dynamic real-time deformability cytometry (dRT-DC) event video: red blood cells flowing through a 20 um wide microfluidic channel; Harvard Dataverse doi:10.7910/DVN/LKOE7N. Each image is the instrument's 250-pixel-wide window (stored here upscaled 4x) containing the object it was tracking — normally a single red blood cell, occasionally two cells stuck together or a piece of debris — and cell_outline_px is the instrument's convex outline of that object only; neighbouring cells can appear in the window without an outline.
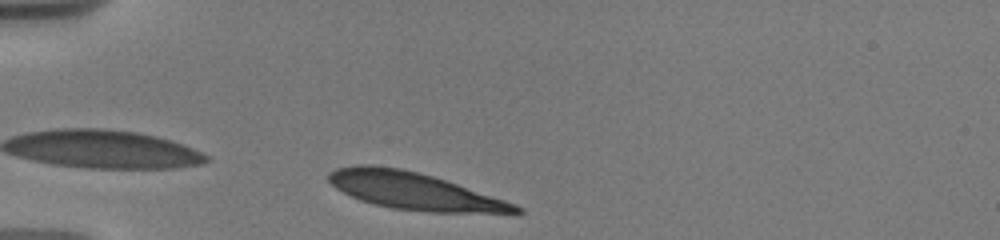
{"species": "human", "species_latin": "Homo sapiens", "temperature_condition": "warm", "stored_images_in_passage": 28, "camera_frame_rate_fps": 3000, "um_per_image_px": 0.085, "donor": {"sex": "male"}, "frame": {"image": 1, "passage_image": 1, "time_ms": 0.0, "image_size_px": [1000, 240], "cell_outline_px": [[524, 212], [428, 212], [392, 208], [360, 200], [336, 188], [328, 180], [328, 172], [336, 168], [356, 164], [368, 164], [400, 168], [432, 176], [516, 204], [524, 208]], "centroid_in_image_um": [35.12, 16.22], "position_along_channel_um": 49.9, "area_um2": 39.71}}
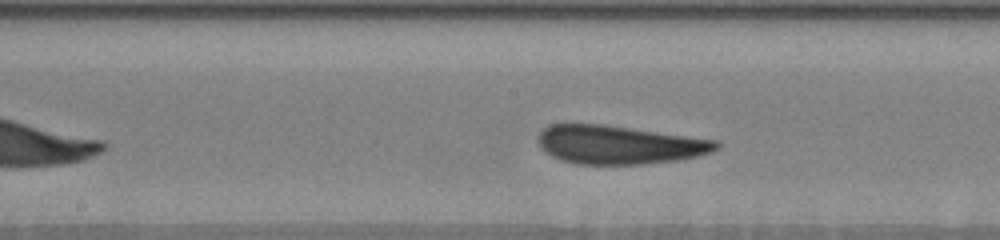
{"frame": {"image": 2, "passage_image": 13, "time_ms": 4.667, "image_size_px": [1000, 240], "cell_outline_px": [[720, 148], [712, 152], [700, 156], [676, 160], [640, 164], [576, 164], [560, 160], [544, 152], [540, 148], [536, 140], [536, 136], [548, 124], [604, 124], [720, 140]], "centroid_in_image_um": [52.62, 12.29], "position_along_channel_um": 195.6, "area_um2": 40.58}}
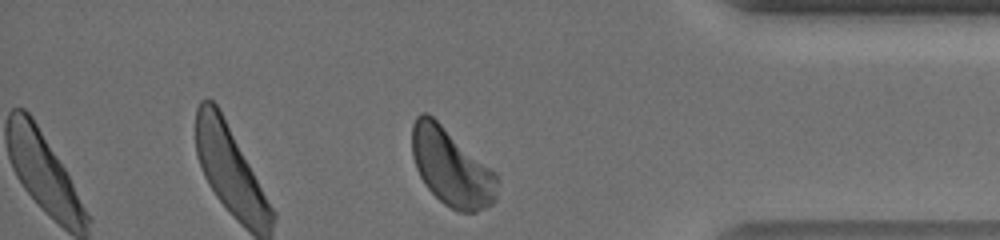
{"frame": {"image": 3, "passage_image": 27, "time_ms": 10.667, "image_size_px": [1000, 240], "cell_outline_px": [[500, 180], [496, 200], [488, 208], [476, 212], [456, 212], [444, 204], [424, 184], [416, 168], [412, 156], [412, 124], [416, 116], [420, 112], [428, 112], [496, 172]], "centroid_in_image_um": [38.39, 14.23], "position_along_channel_um": 396.8, "area_um2": 38.96}, "authors_computed_cell_mechanics": {"area_um2": 39.9398, "velocity_mm_per_s": 3.6533, "shape_relaxation_time_tau1_ms": 3.5644, "shape_relaxation_time_tau2_ms": null, "deformation_change_tau1": 0.1152, "deformation_change_tau2": null}}